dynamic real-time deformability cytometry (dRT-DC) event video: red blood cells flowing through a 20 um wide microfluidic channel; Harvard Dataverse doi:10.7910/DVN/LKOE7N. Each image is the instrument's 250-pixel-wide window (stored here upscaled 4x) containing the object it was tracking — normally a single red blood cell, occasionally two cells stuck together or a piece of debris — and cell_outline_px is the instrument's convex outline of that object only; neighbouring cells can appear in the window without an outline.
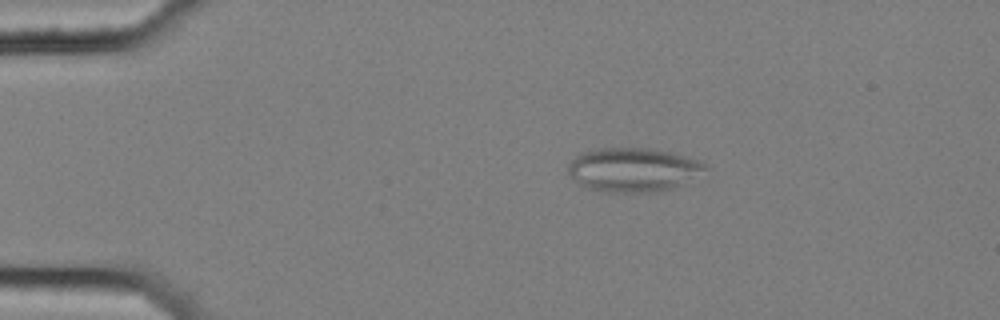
{"species": "common noctule bat (a hibernating species)", "species_latin": "Nyctalus noctula", "temperature_condition": "cold", "stored_images_in_passage": 56, "camera_frame_rate_fps": 3000, "um_per_image_px": 0.085, "animal": {"sex": "female", "body_mass_g": 25.1}, "frame": {"image": 1, "passage_image": 11, "time_ms": 3.333, "image_size_px": [1000, 320], "cell_outline_px": [[708, 168], [684, 184], [672, 188], [648, 192], [604, 192], [588, 188], [580, 184], [568, 172], [568, 164], [576, 156], [584, 152], [600, 148], [648, 148], [668, 152], [696, 160], [704, 164]], "centroid_in_image_um": [53.79, 14.43], "position_along_channel_um": 31.2, "area_um2": 34.56}}
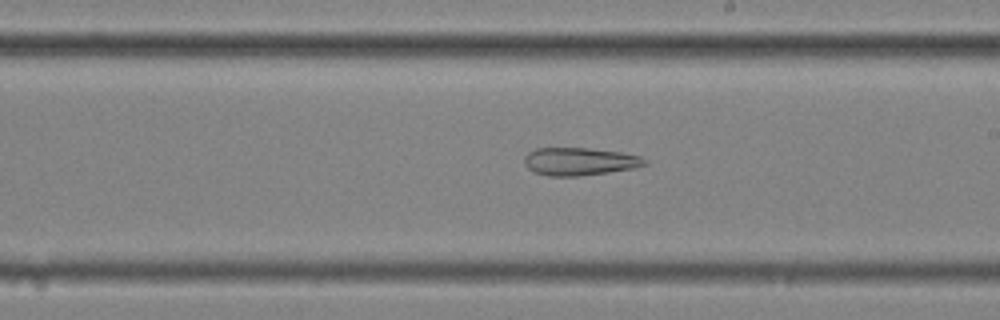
{"frame": {"image": 2, "passage_image": 33, "time_ms": 10.667, "image_size_px": [1000, 320], "cell_outline_px": [[648, 164], [636, 168], [580, 176], [548, 176], [532, 172], [524, 164], [524, 156], [528, 152], [536, 148], [588, 148], [620, 152], [640, 156], [648, 160]], "centroid_in_image_um": [49.26, 13.73], "position_along_channel_um": 239.7, "area_um2": 19.71}}
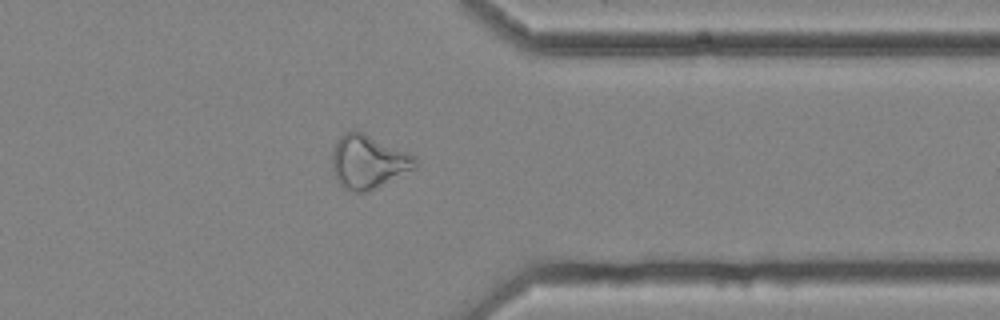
{"frame": {"image": 3, "passage_image": 45, "time_ms": 14.667, "image_size_px": [1000, 320], "cell_outline_px": [[416, 168], [368, 192], [356, 192], [344, 188], [336, 180], [332, 168], [332, 148], [336, 140], [344, 132], [364, 132], [408, 152], [416, 156]], "centroid_in_image_um": [31.29, 13.75], "position_along_channel_um": 380.1, "area_um2": 26.07}, "authors_computed_cell_mechanics": {"area_um2": 27.2527, "velocity_mm_per_s": 3.6263, "shape_relaxation_time_tau1_ms": null, "shape_relaxation_time_tau2_ms": 5.4936, "deformation_change_tau1": null, "deformation_change_tau2": 0.1509}}